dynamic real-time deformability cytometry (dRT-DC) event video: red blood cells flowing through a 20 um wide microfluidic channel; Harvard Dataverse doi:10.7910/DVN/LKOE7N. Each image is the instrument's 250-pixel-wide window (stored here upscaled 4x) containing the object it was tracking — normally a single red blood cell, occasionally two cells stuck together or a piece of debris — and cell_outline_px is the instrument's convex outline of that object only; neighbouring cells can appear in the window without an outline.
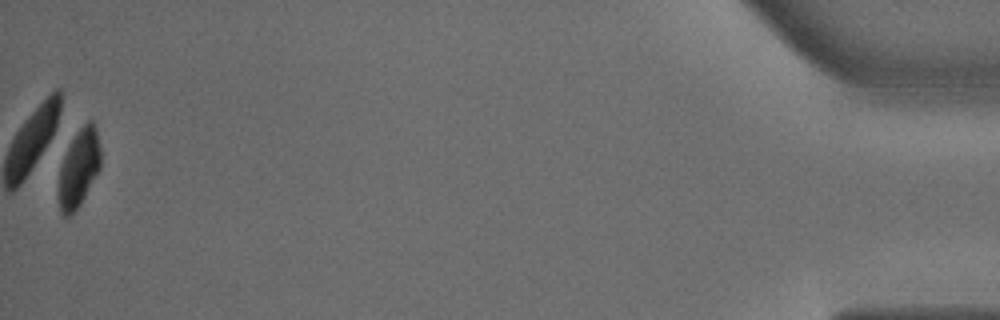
{"species": "common noctule bat (a hibernating species)", "species_latin": "Nyctalus noctula", "temperature_condition": "warm", "stored_images_in_passage": 54, "camera_frame_rate_fps": 3000, "um_per_image_px": 0.085, "animal": {"sex": "male", "body_mass_g": 18.8}, "frame": {"image": 1, "passage_image": 54, "time_ms": 17.667, "image_size_px": [1000, 320], "cell_outline_px": [[100, 168], [80, 204], [68, 216], [64, 216], [60, 212], [56, 196], [60, 168], [68, 140], [88, 120], [92, 120], [96, 128], [100, 148]], "centroid_in_image_um": [6.65, 14.27], "position_along_channel_um": 428.5, "area_um2": 19.42}, "authors_computed_cell_mechanics": {"area_um2": 26.1256, "velocity_mm_per_s": 3.6262, "shape_relaxation_time_tau1_ms": 3.1341, "shape_relaxation_time_tau2_ms": null, "deformation_change_tau1": 0.1014, "deformation_change_tau2": null}}